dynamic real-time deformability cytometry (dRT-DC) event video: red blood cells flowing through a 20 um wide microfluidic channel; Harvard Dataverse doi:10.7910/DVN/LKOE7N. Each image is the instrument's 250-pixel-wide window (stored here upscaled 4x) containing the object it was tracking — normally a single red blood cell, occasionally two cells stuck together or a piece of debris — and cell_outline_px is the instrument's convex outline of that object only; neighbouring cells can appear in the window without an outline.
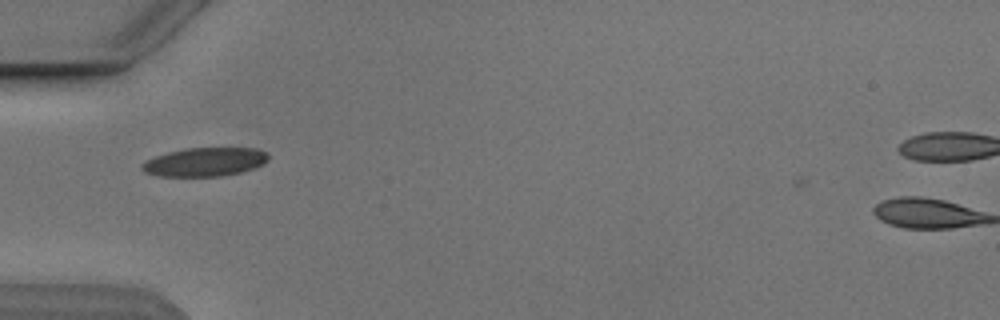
{"species": "Egyptian fruit bat (a non-hibernating species)", "species_latin": "Rousettus aegyptiacus", "temperature_condition": "cold", "stored_images_in_passage": 6, "camera_frame_rate_fps": 3000, "um_per_image_px": 0.085, "animal": {"sex": "male"}, "frame": {"image": 1, "passage_image": 3, "time_ms": 2.667, "image_size_px": [1000, 320], "cell_outline_px": [[268, 160], [264, 164], [240, 172], [220, 176], [156, 176], [144, 172], [140, 168], [140, 164], [156, 156], [168, 152], [184, 148], [256, 148], [264, 152], [268, 156]], "centroid_in_image_um": [17.37, 13.77], "position_along_channel_um": 67.6, "area_um2": 21.04}}
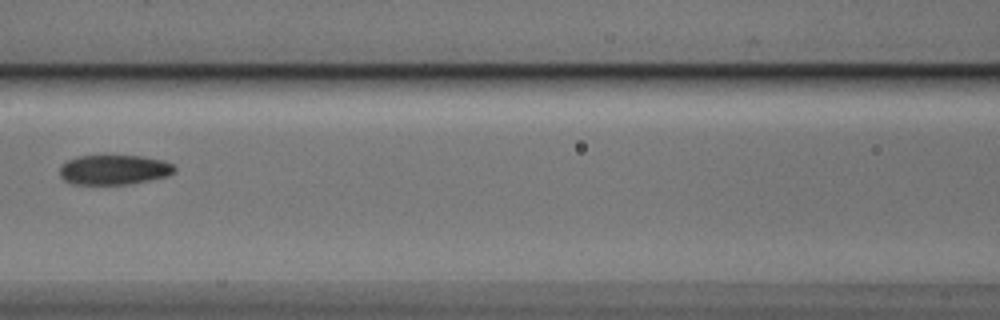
{"frame": {"image": 2, "passage_image": 5, "time_ms": 5.0, "image_size_px": [1000, 320], "cell_outline_px": [[176, 168], [168, 176], [128, 184], [76, 184], [64, 180], [60, 176], [60, 168], [68, 160], [76, 156], [144, 156], [164, 160], [172, 164]], "centroid_in_image_um": [9.7, 14.42], "position_along_channel_um": 156.9, "area_um2": 19.77}}
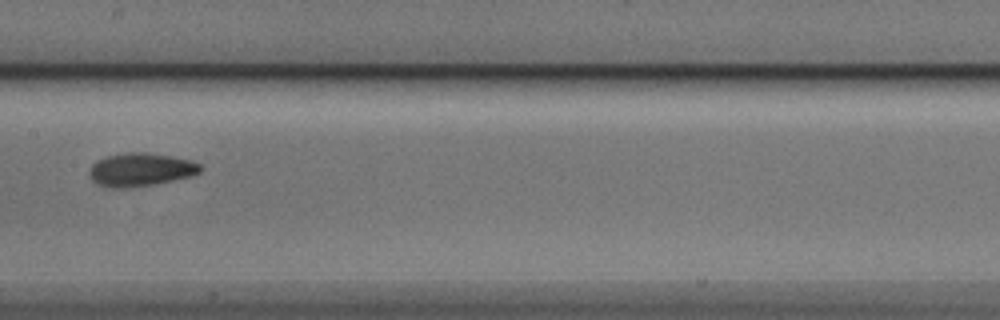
{"frame": {"image": 3, "passage_image": 6, "time_ms": 6.0, "image_size_px": [1000, 320], "cell_outline_px": [[200, 172], [192, 176], [152, 184], [100, 184], [92, 180], [88, 172], [92, 164], [108, 156], [124, 152], [144, 152], [172, 156], [192, 160], [200, 164]], "centroid_in_image_um": [12.03, 14.34], "position_along_channel_um": 195.4, "area_um2": 20.35}}